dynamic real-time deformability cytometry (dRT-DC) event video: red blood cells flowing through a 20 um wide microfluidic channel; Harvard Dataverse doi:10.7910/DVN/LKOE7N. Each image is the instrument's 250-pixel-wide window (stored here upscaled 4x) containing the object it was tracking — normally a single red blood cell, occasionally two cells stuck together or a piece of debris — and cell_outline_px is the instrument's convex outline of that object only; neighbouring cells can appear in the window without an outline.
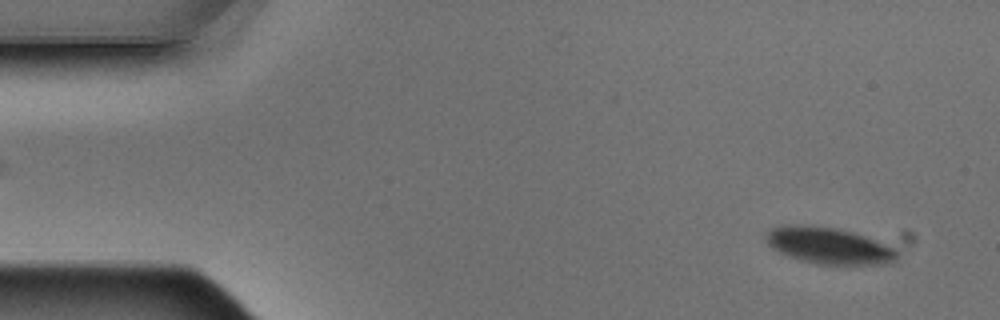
{"species": "Egyptian fruit bat (a non-hibernating species)", "species_latin": "Rousettus aegyptiacus", "temperature_condition": "warm", "stored_images_in_passage": 4, "segment_of_instrument_passage": [2, 2], "camera_frame_rate_fps": 3000, "um_per_image_px": 0.085, "animal": {"sex": "male"}, "frame": {"image": 1, "passage_image": 4, "time_ms": 1.0, "image_size_px": [1000, 320], "cell_outline_px": [[900, 256], [892, 264], [816, 264], [800, 260], [788, 256], [772, 248], [768, 244], [764, 236], [772, 228], [788, 224], [800, 224], [836, 228], [852, 232], [888, 244], [896, 248], [900, 252]], "centroid_in_image_um": [70.5, 20.88], "position_along_channel_um": 14.5, "area_um2": 28.15}}